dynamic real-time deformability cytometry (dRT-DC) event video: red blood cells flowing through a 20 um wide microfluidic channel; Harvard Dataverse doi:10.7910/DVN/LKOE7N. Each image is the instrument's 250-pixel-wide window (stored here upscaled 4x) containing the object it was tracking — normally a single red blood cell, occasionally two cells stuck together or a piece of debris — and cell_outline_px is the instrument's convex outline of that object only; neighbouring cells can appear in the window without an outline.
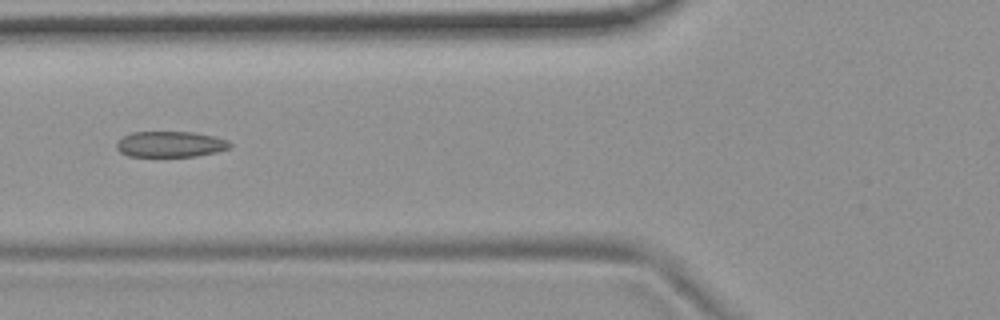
{"species": "common noctule bat (a hibernating species)", "species_latin": "Nyctalus noctula", "temperature_condition": "room temperature", "stored_images_in_passage": 10, "camera_frame_rate_fps": 3000, "um_per_image_px": 0.085, "animal": {"sex": "female", "body_mass_g": 19.9}, "frame": {"image": 1, "passage_image": 5, "time_ms": 5.667, "image_size_px": [1000, 320], "cell_outline_px": [[232, 148], [216, 152], [196, 156], [128, 156], [120, 152], [116, 148], [116, 144], [124, 136], [132, 132], [192, 132], [212, 136], [228, 140], [232, 144]], "centroid_in_image_um": [14.51, 12.26], "position_along_channel_um": 111.3, "area_um2": 16.99}}
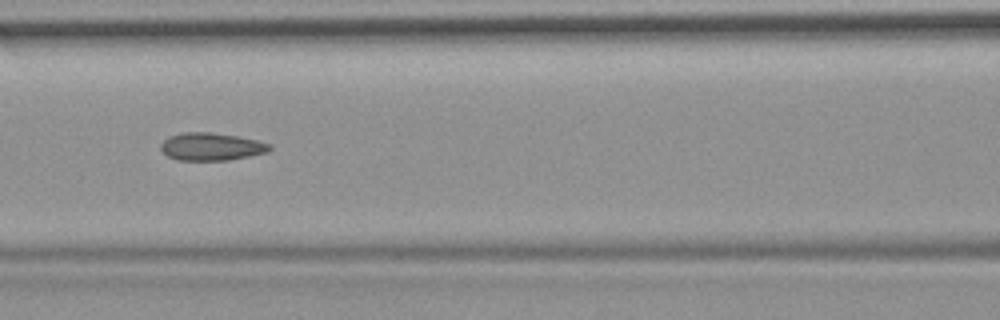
{"frame": {"image": 2, "passage_image": 6, "time_ms": 6.667, "image_size_px": [1000, 320], "cell_outline_px": [[272, 148], [268, 152], [228, 160], [180, 160], [168, 156], [160, 148], [160, 144], [168, 136], [184, 132], [208, 132], [236, 136], [256, 140], [272, 144]], "centroid_in_image_um": [17.96, 12.46], "position_along_channel_um": 148.6, "area_um2": 17.46}}
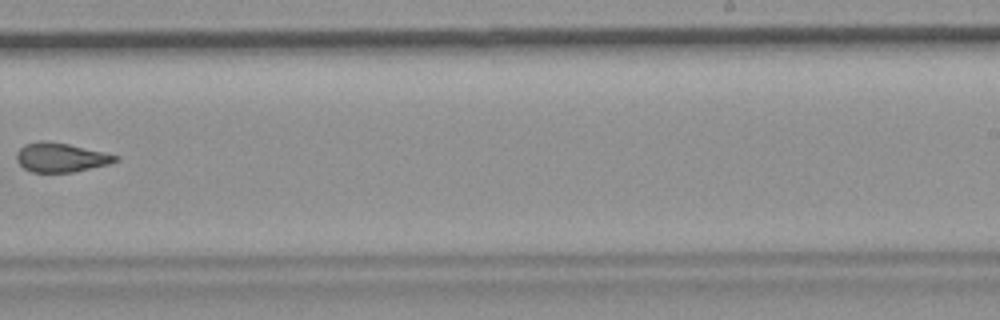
{"frame": {"image": 3, "passage_image": 9, "time_ms": 10.333, "image_size_px": [1000, 320], "cell_outline_px": [[120, 156], [116, 160], [108, 164], [72, 172], [32, 172], [24, 168], [16, 160], [16, 152], [24, 144], [36, 140], [48, 140], [68, 144]], "centroid_in_image_um": [5.1, 13.36], "position_along_channel_um": 283.9, "area_um2": 16.76}}